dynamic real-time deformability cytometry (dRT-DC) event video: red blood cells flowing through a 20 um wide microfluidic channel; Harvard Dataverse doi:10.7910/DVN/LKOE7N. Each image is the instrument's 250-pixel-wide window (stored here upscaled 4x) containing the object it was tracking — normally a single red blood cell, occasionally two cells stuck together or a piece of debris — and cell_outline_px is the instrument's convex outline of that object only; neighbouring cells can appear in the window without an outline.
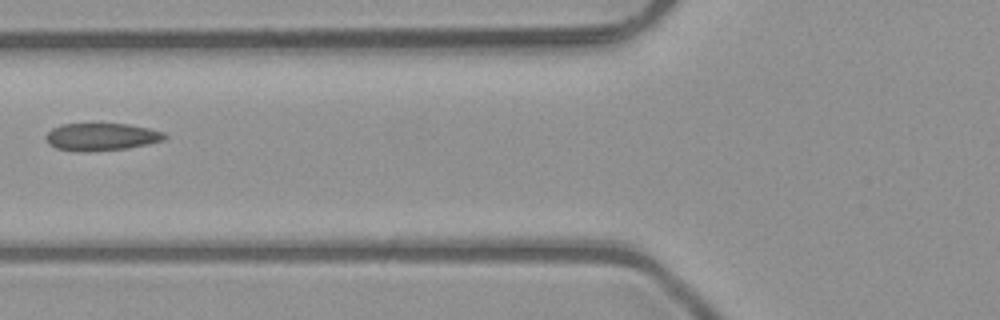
{"species": "common noctule bat (a hibernating species)", "species_latin": "Nyctalus noctula", "temperature_condition": "room temperature", "stored_images_in_passage": 4, "camera_frame_rate_fps": 3000, "um_per_image_px": 0.085, "animal": {"sex": "male", "body_mass_g": 23.1, "forearm_length_mm": 52.7}, "frame": {"image": 1, "passage_image": 3, "time_ms": 0.667, "image_size_px": [1000, 320], "cell_outline_px": [[168, 136], [164, 140], [148, 144], [124, 148], [88, 152], [76, 152], [56, 148], [48, 144], [44, 136], [52, 128], [60, 124], [128, 124], [148, 128], [164, 132]], "centroid_in_image_um": [8.58, 11.63], "position_along_channel_um": 117.2, "area_um2": 19.13}}
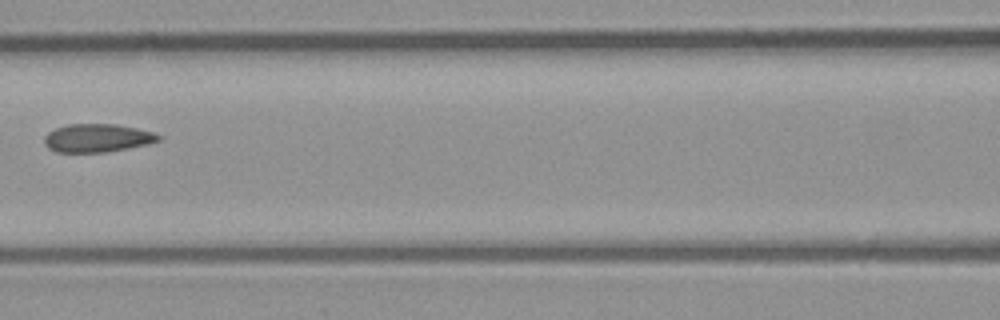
{"frame": {"image": 2, "passage_image": 4, "time_ms": 1.0, "image_size_px": [1000, 320], "cell_outline_px": [[160, 140], [148, 144], [108, 152], [56, 152], [48, 148], [44, 144], [44, 136], [48, 132], [56, 128], [68, 124], [116, 124], [136, 128], [152, 132], [160, 136]], "centroid_in_image_um": [8.24, 11.73], "position_along_channel_um": 158.4, "area_um2": 18.79}}